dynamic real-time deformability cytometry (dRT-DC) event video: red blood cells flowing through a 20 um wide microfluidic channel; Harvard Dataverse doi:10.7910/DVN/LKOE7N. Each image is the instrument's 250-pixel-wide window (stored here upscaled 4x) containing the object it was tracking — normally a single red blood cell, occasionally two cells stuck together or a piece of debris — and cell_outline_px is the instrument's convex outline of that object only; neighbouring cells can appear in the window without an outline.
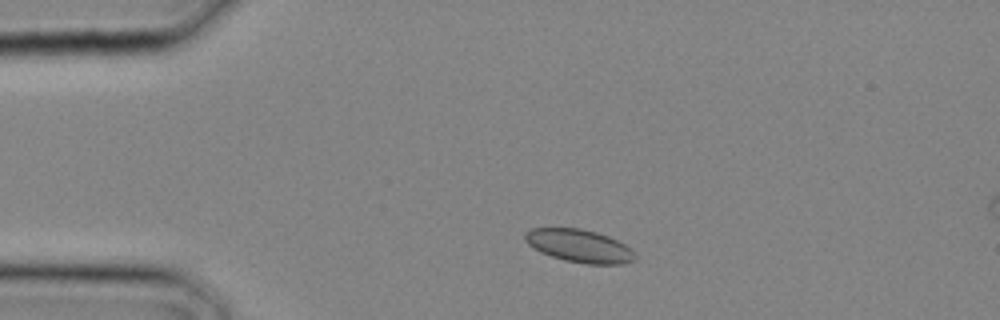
{"species": "common noctule bat (a hibernating species)", "species_latin": "Nyctalus noctula", "temperature_condition": "cold", "stored_images_in_passage": 3, "camera_frame_rate_fps": 3000, "um_per_image_px": 0.085, "animal": {"sex": "male", "body_mass_g": 20.4}, "frame": {"image": 1, "passage_image": 2, "time_ms": 0.333, "image_size_px": [1000, 320], "cell_outline_px": [[636, 260], [624, 264], [588, 264], [564, 260], [540, 252], [528, 244], [524, 240], [524, 232], [532, 228], [580, 228], [596, 232], [608, 236], [624, 244], [636, 256]], "centroid_in_image_um": [49.21, 20.9], "position_along_channel_um": 35.8, "area_um2": 21.04}}